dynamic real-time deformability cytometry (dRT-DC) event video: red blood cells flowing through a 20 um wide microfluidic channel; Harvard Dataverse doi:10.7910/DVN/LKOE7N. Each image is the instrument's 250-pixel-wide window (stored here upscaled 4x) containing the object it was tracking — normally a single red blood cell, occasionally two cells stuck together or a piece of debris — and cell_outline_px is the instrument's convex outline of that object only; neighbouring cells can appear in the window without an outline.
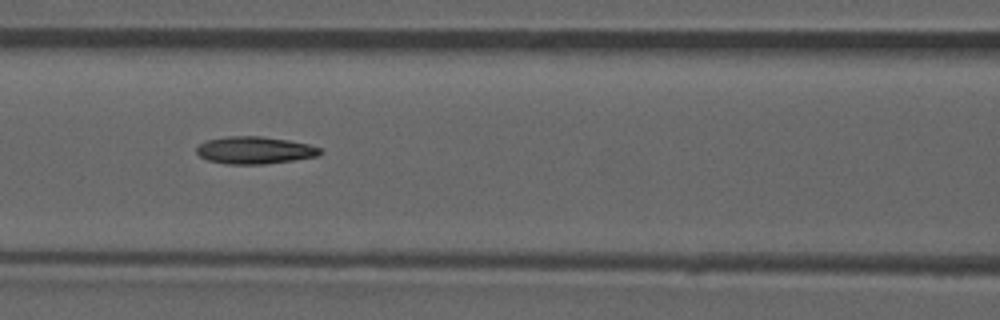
{"species": "common noctule bat (a hibernating species)", "species_latin": "Nyctalus noctula", "temperature_condition": "room temperature", "stored_images_in_passage": 51, "camera_frame_rate_fps": 3000, "um_per_image_px": 0.085, "animal": {"sex": "male", "forearm_length_mm": 52.5}, "frame": {"image": 1, "passage_image": 22, "time_ms": 7.0, "image_size_px": [1000, 320], "cell_outline_px": [[324, 152], [320, 156], [264, 164], [228, 164], [208, 160], [200, 156], [196, 152], [196, 148], [200, 144], [208, 140], [228, 136], [260, 136], [288, 140], [308, 144], [320, 148]], "centroid_in_image_um": [21.68, 12.77], "position_along_channel_um": 144.9, "area_um2": 19.59}, "authors_computed_cell_mechanics": {"area_um2": 19.4208, "velocity_mm_per_s": 3.9664, "shape_relaxation_time_tau1_ms": null, "shape_relaxation_time_tau2_ms": 6.7367, "deformation_change_tau1": null, "deformation_change_tau2": 0.1795}}